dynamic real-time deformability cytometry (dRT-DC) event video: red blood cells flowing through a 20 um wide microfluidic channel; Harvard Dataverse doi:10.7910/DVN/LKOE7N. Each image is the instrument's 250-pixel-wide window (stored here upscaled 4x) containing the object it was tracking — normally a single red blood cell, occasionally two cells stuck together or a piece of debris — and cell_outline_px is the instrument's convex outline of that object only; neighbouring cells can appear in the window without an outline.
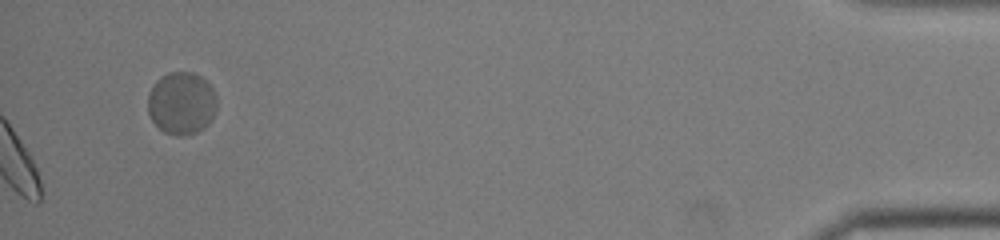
{"species": "common noctule bat (a hibernating species)", "species_latin": "Nyctalus noctula", "temperature_condition": "room temperature", "stored_images_in_passage": 45, "camera_frame_rate_fps": 3000, "um_per_image_px": 0.085, "animal": {"sex": "female", "body_mass_g": 22.0, "forearm_length_mm": 56.7}, "frame": {"image": 1, "passage_image": 45, "time_ms": 14.667, "image_size_px": [1000, 240], "cell_outline_px": [[216, 112], [212, 120], [204, 128], [196, 132], [184, 136], [176, 136], [164, 132], [152, 120], [148, 112], [148, 96], [152, 84], [160, 76], [168, 72], [192, 72], [200, 76], [216, 92]], "centroid_in_image_um": [15.43, 8.77], "position_along_channel_um": 419.8, "area_um2": 25.43}}